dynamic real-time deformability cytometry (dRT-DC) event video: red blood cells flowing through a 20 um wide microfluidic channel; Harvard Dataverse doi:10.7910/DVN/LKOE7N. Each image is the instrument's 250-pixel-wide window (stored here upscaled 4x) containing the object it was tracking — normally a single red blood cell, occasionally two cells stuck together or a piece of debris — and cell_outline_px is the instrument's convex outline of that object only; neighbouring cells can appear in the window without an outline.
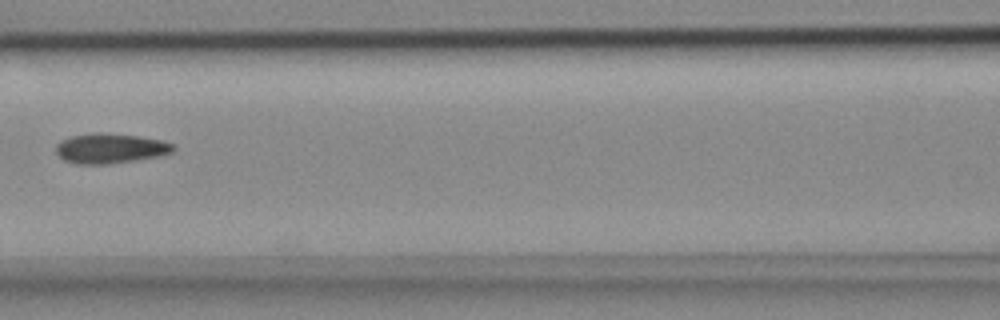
{"species": "common noctule bat (a hibernating species)", "species_latin": "Nyctalus noctula", "temperature_condition": "cold", "stored_images_in_passage": 7, "camera_frame_rate_fps": 3000, "um_per_image_px": 0.085, "animal": {"sex": "female", "body_mass_g": 18.4}, "frame": {"image": 1, "passage_image": 7, "time_ms": 2.0, "image_size_px": [1000, 320], "cell_outline_px": [[176, 148], [172, 152], [156, 156], [136, 160], [108, 164], [76, 164], [64, 160], [56, 152], [56, 144], [60, 140], [72, 136], [92, 132], [104, 132], [140, 136], [164, 140], [172, 144]], "centroid_in_image_um": [9.36, 12.6], "position_along_channel_um": 157.2, "area_um2": 20.63}}